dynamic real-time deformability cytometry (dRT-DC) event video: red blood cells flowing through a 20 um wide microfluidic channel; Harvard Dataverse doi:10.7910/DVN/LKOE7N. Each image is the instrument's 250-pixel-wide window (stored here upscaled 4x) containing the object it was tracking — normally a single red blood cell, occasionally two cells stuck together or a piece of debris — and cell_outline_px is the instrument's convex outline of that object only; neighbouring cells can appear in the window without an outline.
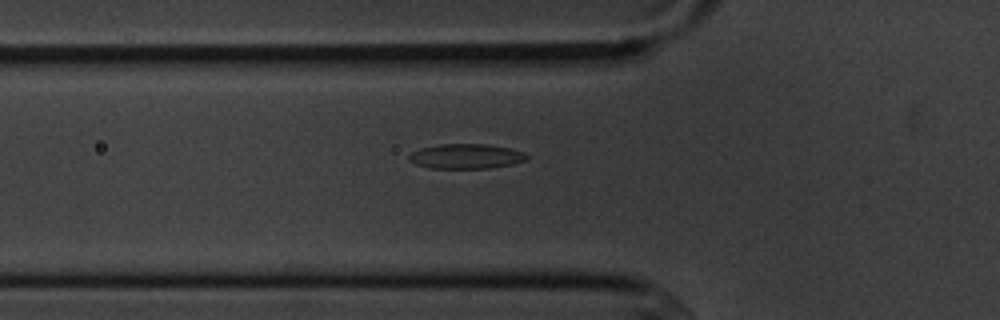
{"species": "common noctule bat (a hibernating species)", "species_latin": "Nyctalus noctula", "temperature_condition": "cold", "stored_images_in_passage": 3, "camera_frame_rate_fps": 3000, "um_per_image_px": 0.085, "animal": {"sex": "male", "body_mass_g": 20.1, "forearm_length_mm": 53.5}, "frame": {"image": 1, "passage_image": 3, "time_ms": 2.333, "image_size_px": [1000, 320], "cell_outline_px": [[528, 160], [512, 164], [488, 168], [428, 168], [416, 164], [408, 160], [408, 156], [412, 152], [420, 148], [440, 144], [484, 144], [508, 148], [524, 152], [528, 156]], "centroid_in_image_um": [39.6, 13.29], "position_along_channel_um": 86.2, "area_um2": 16.99}}